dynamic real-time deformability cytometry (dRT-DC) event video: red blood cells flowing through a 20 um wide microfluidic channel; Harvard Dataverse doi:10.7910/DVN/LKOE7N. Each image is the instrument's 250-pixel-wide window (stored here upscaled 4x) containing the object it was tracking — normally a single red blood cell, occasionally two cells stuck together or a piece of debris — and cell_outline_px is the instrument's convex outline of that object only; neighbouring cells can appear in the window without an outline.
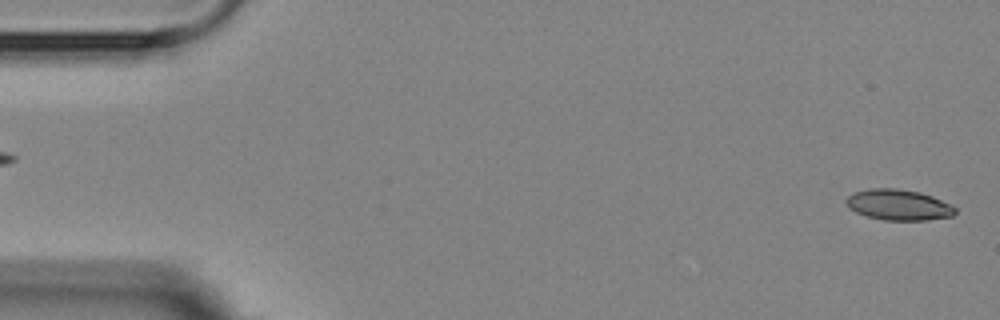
{"species": "Egyptian fruit bat (a non-hibernating species)", "species_latin": "Rousettus aegyptiacus", "temperature_condition": "room temperature", "stored_images_in_passage": 6, "segment_of_instrument_passage": [2, 2], "camera_frame_rate_fps": 3000, "um_per_image_px": 0.085, "animal": {"sex": "female"}, "frame": {"image": 1, "passage_image": 6, "time_ms": 5.667, "image_size_px": [1000, 320], "cell_outline_px": [[956, 212], [952, 216], [924, 220], [884, 220], [868, 216], [856, 212], [848, 208], [844, 200], [852, 192], [868, 188], [896, 188], [920, 192], [932, 196], [956, 208]], "centroid_in_image_um": [76.32, 17.4], "position_along_channel_um": 8.7, "area_um2": 19.54}}